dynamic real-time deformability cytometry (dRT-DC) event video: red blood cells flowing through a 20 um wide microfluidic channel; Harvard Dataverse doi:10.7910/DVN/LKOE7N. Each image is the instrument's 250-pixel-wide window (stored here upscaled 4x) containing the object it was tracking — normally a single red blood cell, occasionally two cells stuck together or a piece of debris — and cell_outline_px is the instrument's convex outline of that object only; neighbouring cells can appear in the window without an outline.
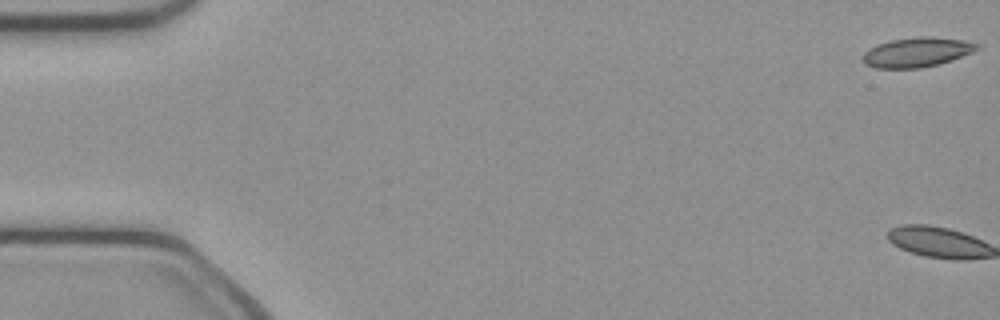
{"species": "common noctule bat (a hibernating species)", "species_latin": "Nyctalus noctula", "temperature_condition": "cold", "stored_images_in_passage": 21, "camera_frame_rate_fps": 3000, "um_per_image_px": 0.085, "animal": {"sex": "female", "body_mass_g": 21.9}, "frame": {"image": 1, "passage_image": 1, "time_ms": 0.0, "image_size_px": [1000, 320], "cell_outline_px": [[980, 48], [972, 52], [936, 64], [920, 68], [876, 68], [864, 64], [864, 52], [868, 48], [876, 44], [892, 40], [916, 36], [932, 36], [964, 40], [980, 44]], "centroid_in_image_um": [77.91, 4.42], "position_along_channel_um": 7.1, "area_um2": 19.59}}
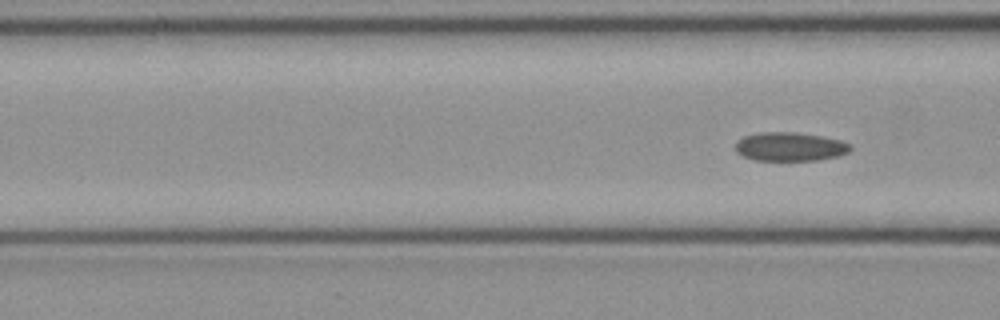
{"frame": {"image": 2, "passage_image": 21, "time_ms": 6.667, "image_size_px": [1000, 320], "cell_outline_px": [[852, 148], [848, 152], [836, 156], [816, 160], [756, 160], [744, 156], [736, 152], [736, 140], [744, 136], [760, 132], [796, 132], [820, 136], [840, 140], [848, 144]], "centroid_in_image_um": [67.11, 12.46], "position_along_channel_um": 99.5, "area_um2": 19.07}}